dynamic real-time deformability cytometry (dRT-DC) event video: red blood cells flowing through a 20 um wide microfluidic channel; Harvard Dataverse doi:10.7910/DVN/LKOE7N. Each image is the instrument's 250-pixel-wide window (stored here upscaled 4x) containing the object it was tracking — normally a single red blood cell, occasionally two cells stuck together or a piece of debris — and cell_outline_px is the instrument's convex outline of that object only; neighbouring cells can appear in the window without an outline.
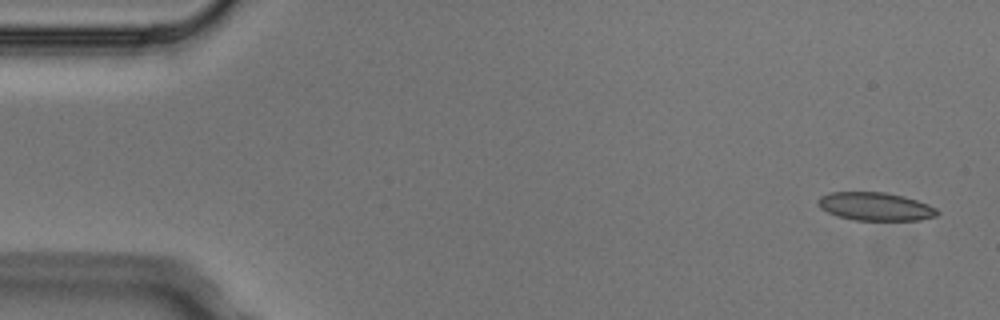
{"species": "Egyptian fruit bat (a non-hibernating species)", "species_latin": "Rousettus aegyptiacus", "temperature_condition": "cold", "stored_images_in_passage": 5, "camera_frame_rate_fps": 3000, "um_per_image_px": 0.085, "animal": {"sex": "male"}, "frame": {"image": 1, "passage_image": 1, "time_ms": 0.0, "image_size_px": [1000, 320], "cell_outline_px": [[940, 212], [936, 216], [920, 220], [856, 220], [836, 216], [820, 208], [816, 200], [820, 196], [828, 192], [884, 192], [904, 196], [928, 204], [936, 208]], "centroid_in_image_um": [74.39, 17.55], "position_along_channel_um": 10.6, "area_um2": 19.71}}